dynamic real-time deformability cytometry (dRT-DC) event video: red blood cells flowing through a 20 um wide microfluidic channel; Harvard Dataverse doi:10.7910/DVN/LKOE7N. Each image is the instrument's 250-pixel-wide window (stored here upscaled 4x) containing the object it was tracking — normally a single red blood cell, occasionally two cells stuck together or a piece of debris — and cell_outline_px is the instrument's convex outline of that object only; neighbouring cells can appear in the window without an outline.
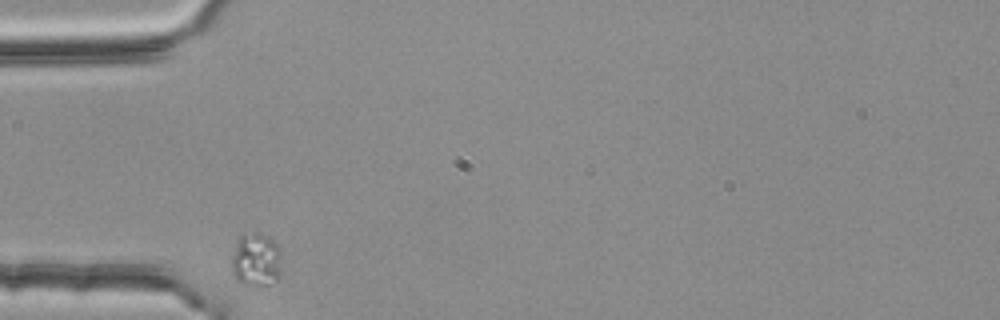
{"species": "common noctule bat (a hibernating species)", "species_latin": "Nyctalus noctula", "temperature_condition": "room temperature", "stored_images_in_passage": 32, "camera_frame_rate_fps": 3000, "um_per_image_px": 0.085, "animal": {"sex": "female", "body_mass_g": 25.1}, "frame": {"image": 1, "passage_image": 1, "time_ms": 0.0, "image_size_px": [1000, 320], "cell_outline_px": [[280, 276], [276, 280], [268, 284], [240, 284], [236, 280], [232, 272], [232, 256], [236, 240], [240, 236], [256, 232], [268, 236], [276, 244], [280, 252]], "centroid_in_image_um": [21.74, 22.08], "position_along_channel_um": 63.3, "area_um2": 15.49}}